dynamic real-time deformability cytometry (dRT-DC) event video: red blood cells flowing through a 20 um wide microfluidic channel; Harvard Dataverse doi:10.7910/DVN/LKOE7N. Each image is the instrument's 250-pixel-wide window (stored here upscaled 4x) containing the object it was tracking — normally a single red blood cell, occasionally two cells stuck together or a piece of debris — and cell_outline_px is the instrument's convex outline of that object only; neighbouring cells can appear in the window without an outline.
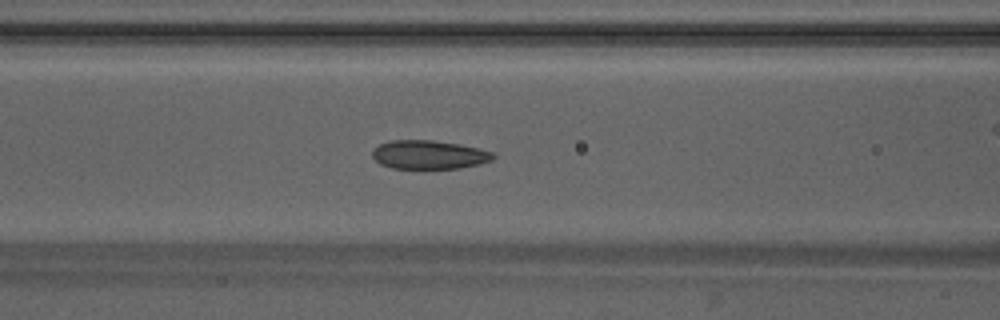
{"species": "Egyptian fruit bat (a non-hibernating species)", "species_latin": "Rousettus aegyptiacus", "temperature_condition": "warm", "stored_images_in_passage": 44, "camera_frame_rate_fps": 3000, "um_per_image_px": 0.085, "animal": {"sex": "male"}, "frame": {"image": 1, "passage_image": 15, "time_ms": 4.667, "image_size_px": [1000, 320], "cell_outline_px": [[496, 156], [492, 160], [480, 164], [460, 168], [392, 168], [380, 164], [372, 156], [372, 152], [380, 144], [392, 140], [432, 140], [460, 144], [492, 152]], "centroid_in_image_um": [36.47, 13.15], "position_along_channel_um": 130.1, "area_um2": 20.06}}
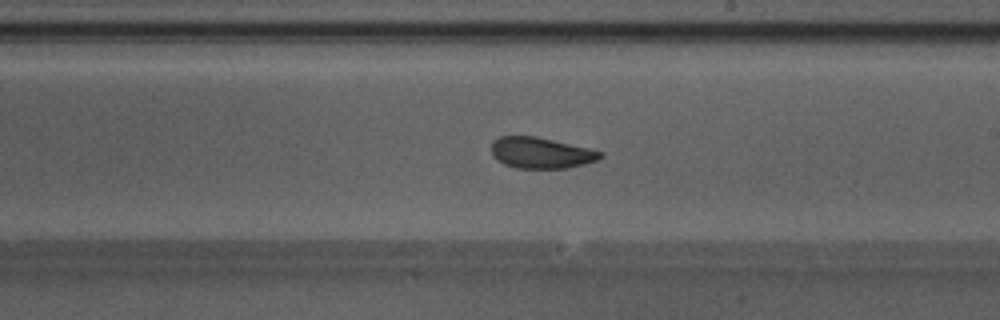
{"frame": {"image": 2, "passage_image": 23, "time_ms": 7.333, "image_size_px": [1000, 320], "cell_outline_px": [[604, 156], [596, 160], [584, 164], [568, 168], [516, 168], [504, 164], [496, 160], [492, 156], [492, 140], [500, 136], [536, 136], [588, 148], [604, 152]], "centroid_in_image_um": [45.96, 12.99], "position_along_channel_um": 243.0, "area_um2": 19.77}}
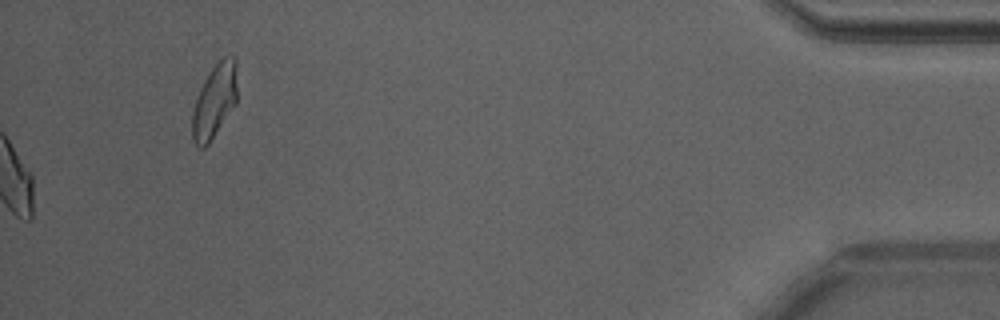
{"frame": {"image": 3, "passage_image": 44, "time_ms": 14.333, "image_size_px": [1000, 320], "cell_outline_px": [[236, 104], [208, 144], [204, 148], [200, 148], [192, 140], [192, 112], [200, 88], [204, 80], [220, 56], [236, 56]], "centroid_in_image_um": [18.23, 8.56], "position_along_channel_um": 417.0, "area_um2": 19.36}, "authors_computed_cell_mechanics": {"area_um2": 20.23, "velocity_mm_per_s": 4.244, "shape_relaxation_time_tau1_ms": 6.4863, "shape_relaxation_time_tau2_ms": 1.2672, "deformation_change_tau1": 0.1392, "deformation_change_tau2": 0.0565}}